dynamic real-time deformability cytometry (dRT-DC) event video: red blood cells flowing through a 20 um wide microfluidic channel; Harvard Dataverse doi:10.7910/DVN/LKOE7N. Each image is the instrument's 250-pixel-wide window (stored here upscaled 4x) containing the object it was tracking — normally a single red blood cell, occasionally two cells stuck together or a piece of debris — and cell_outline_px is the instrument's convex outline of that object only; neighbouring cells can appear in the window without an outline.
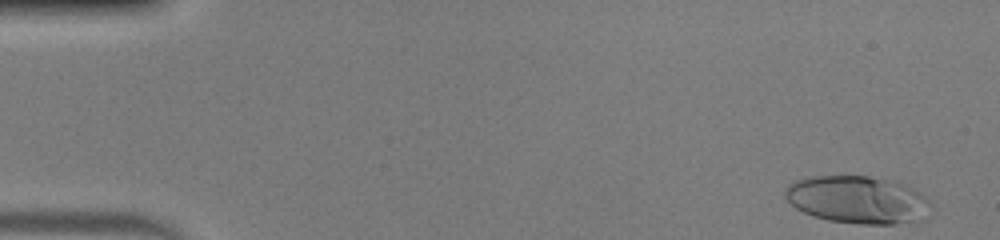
{"species": "human", "species_latin": "Homo sapiens", "temperature_condition": "warm", "stored_images_in_passage": 49, "camera_frame_rate_fps": 3000, "um_per_image_px": 0.085, "donor": {"sex": "male"}, "frame": {"image": 1, "passage_image": 1, "time_ms": 0.0, "image_size_px": [1000, 240], "cell_outline_px": [[932, 204], [924, 220], [920, 224], [860, 224], [828, 220], [812, 216], [796, 208], [784, 196], [784, 192], [788, 184], [792, 180], [808, 176], [868, 176], [896, 180], [916, 188], [932, 200]], "centroid_in_image_um": [73.0, 16.98], "position_along_channel_um": 12.0, "area_um2": 41.73}}
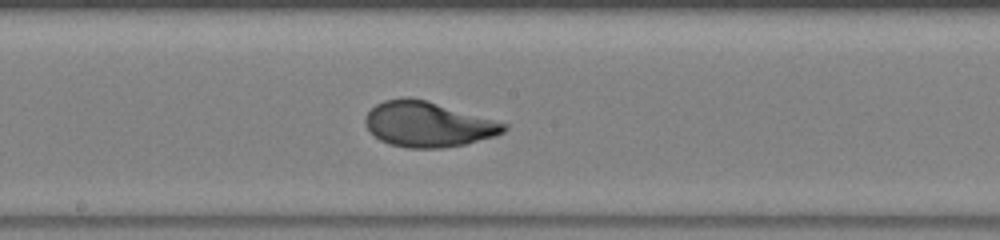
{"frame": {"image": 2, "passage_image": 26, "time_ms": 8.333, "image_size_px": [1000, 240], "cell_outline_px": [[508, 128], [504, 132], [496, 136], [464, 144], [440, 148], [408, 148], [388, 144], [380, 140], [364, 124], [364, 116], [376, 104], [384, 100], [404, 96], [408, 96], [424, 100], [508, 124]], "centroid_in_image_um": [36.34, 10.57], "position_along_channel_um": 211.9, "area_um2": 36.3}}
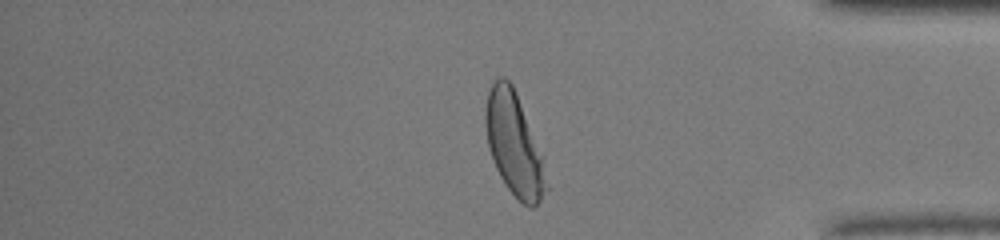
{"frame": {"image": 3, "passage_image": 41, "time_ms": 13.333, "image_size_px": [1000, 240], "cell_outline_px": [[548, 188], [540, 200], [532, 208], [528, 208], [504, 184], [496, 168], [488, 148], [484, 124], [484, 112], [488, 92], [496, 76], [504, 76], [512, 84], [516, 92], [540, 156], [548, 184]], "centroid_in_image_um": [43.63, 12.24], "position_along_channel_um": 391.6, "area_um2": 35.55}, "authors_computed_cell_mechanics": {"area_um2": 36.414, "velocity_mm_per_s": 4.0467, "shape_relaxation_time_tau1_ms": 3.8683, "shape_relaxation_time_tau2_ms": 0.8891, "deformation_change_tau1": 0.2329, "deformation_change_tau2": 0.0579}}